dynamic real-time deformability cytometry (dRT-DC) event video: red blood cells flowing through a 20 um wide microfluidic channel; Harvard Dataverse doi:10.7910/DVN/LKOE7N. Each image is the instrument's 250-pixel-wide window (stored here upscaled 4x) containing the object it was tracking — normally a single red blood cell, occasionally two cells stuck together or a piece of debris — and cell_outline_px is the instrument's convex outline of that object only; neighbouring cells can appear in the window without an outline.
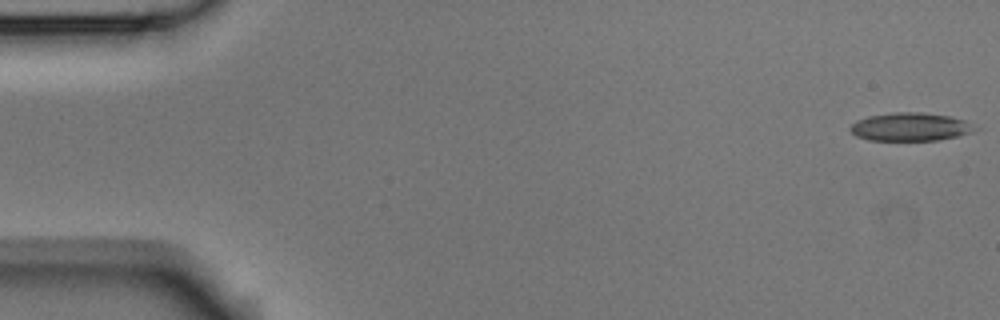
{"species": "Egyptian fruit bat (a non-hibernating species)", "species_latin": "Rousettus aegyptiacus", "temperature_condition": "room temperature", "stored_images_in_passage": 4, "camera_frame_rate_fps": 3000, "um_per_image_px": 0.085, "animal": {"sex": "male"}, "frame": {"image": 1, "passage_image": 1, "time_ms": 0.0, "image_size_px": [1000, 320], "cell_outline_px": [[980, 128], [972, 132], [940, 140], [868, 140], [856, 136], [848, 128], [856, 120], [868, 116], [896, 112], [920, 112], [948, 116], [964, 120]], "centroid_in_image_um": [77.37, 10.78], "position_along_channel_um": 7.6, "area_um2": 20.46}}
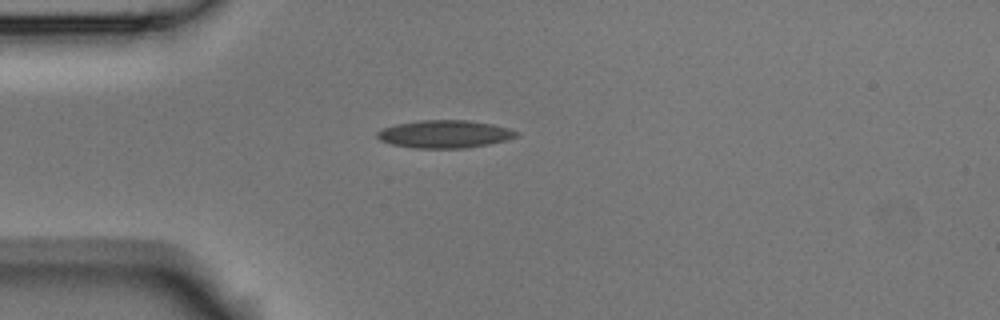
{"frame": {"image": 2, "passage_image": 4, "time_ms": 1.0, "image_size_px": [1000, 320], "cell_outline_px": [[520, 132], [516, 136], [504, 140], [488, 144], [468, 148], [416, 148], [392, 144], [380, 140], [376, 136], [376, 132], [384, 128], [396, 124], [420, 120], [468, 120], [492, 124], [508, 128]], "centroid_in_image_um": [37.78, 11.39], "position_along_channel_um": 47.2, "area_um2": 22.37}}